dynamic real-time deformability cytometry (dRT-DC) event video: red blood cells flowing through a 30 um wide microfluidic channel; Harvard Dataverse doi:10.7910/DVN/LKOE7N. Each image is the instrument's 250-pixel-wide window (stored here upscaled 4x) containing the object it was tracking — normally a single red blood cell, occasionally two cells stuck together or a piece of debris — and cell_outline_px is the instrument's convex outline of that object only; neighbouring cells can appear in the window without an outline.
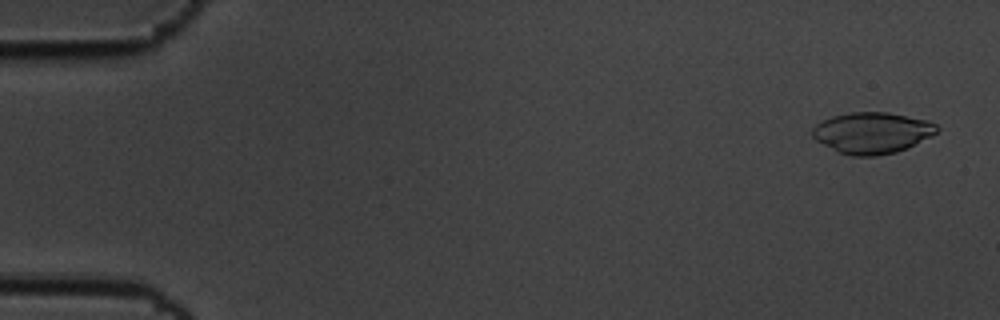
{"species": "common noctule bat (a hibernating species)", "species_latin": "Nyctalus noctula", "temperature_condition": "cold", "stored_images_in_passage": 58, "camera_frame_rate_fps": 3000, "um_per_image_px": 0.085, "animal": {"sex": "male", "body_mass_g": 19.5, "forearm_length_mm": 54.6}, "frame": {"image": 1, "passage_image": 3, "time_ms": 0.667, "image_size_px": [1000, 320], "cell_outline_px": [[940, 128], [932, 136], [908, 148], [896, 152], [876, 156], [852, 156], [840, 152], [816, 140], [812, 136], [812, 128], [820, 120], [832, 116], [848, 112], [888, 112], [928, 120], [936, 124]], "centroid_in_image_um": [74.14, 11.28], "position_along_channel_um": 10.9, "area_um2": 30.06}}
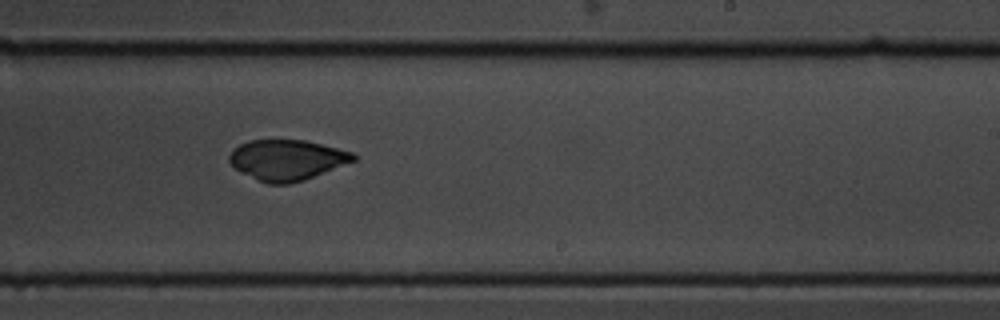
{"frame": {"image": 2, "passage_image": 36, "time_ms": 11.667, "image_size_px": [1000, 320], "cell_outline_px": [[356, 160], [304, 180], [288, 184], [268, 184], [240, 172], [228, 160], [228, 156], [232, 148], [248, 140], [304, 140], [352, 152], [356, 156]], "centroid_in_image_um": [24.35, 13.59], "position_along_channel_um": 264.6, "area_um2": 29.13}}
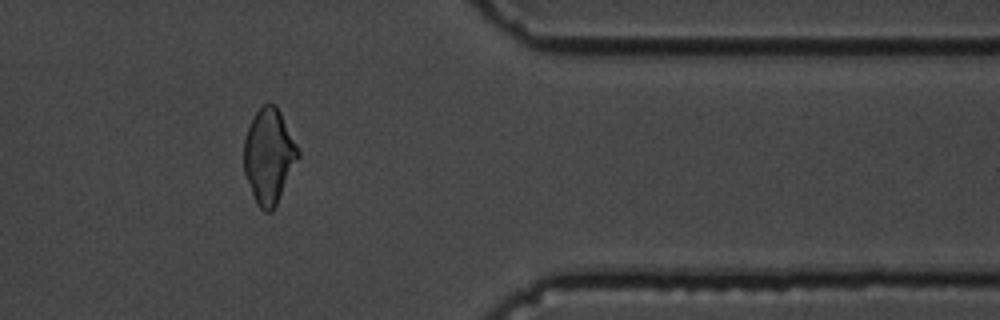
{"frame": {"image": 3, "passage_image": 48, "time_ms": 15.667, "image_size_px": [1000, 320], "cell_outline_px": [[300, 156], [272, 212], [264, 212], [256, 204], [244, 172], [244, 140], [248, 128], [256, 112], [268, 100], [276, 104], [300, 152]], "centroid_in_image_um": [22.85, 13.26], "position_along_channel_um": 388.5, "area_um2": 29.71}}